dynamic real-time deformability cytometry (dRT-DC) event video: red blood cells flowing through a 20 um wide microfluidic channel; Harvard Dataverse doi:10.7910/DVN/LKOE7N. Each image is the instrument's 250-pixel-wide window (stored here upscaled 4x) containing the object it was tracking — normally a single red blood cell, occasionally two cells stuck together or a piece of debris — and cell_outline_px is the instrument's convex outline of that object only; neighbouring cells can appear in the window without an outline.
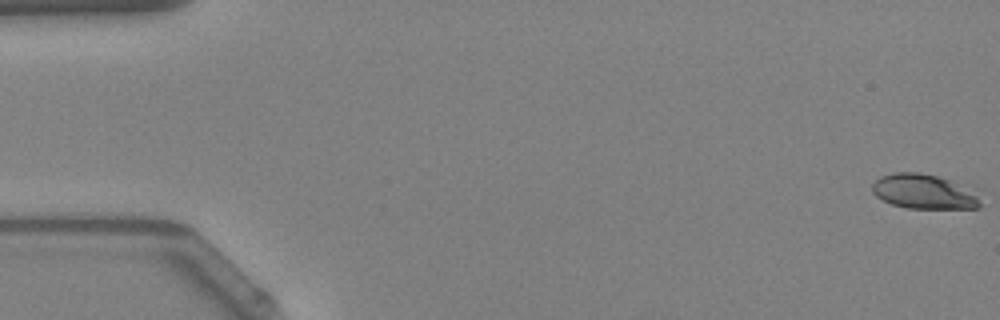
{"species": "Egyptian fruit bat (a non-hibernating species)", "species_latin": "Rousettus aegyptiacus", "temperature_condition": "warm", "stored_images_in_passage": 51, "camera_frame_rate_fps": 3000, "um_per_image_px": 0.085, "animal": {"sex": "female"}, "frame": {"image": 1, "passage_image": 1, "time_ms": 0.0, "image_size_px": [1000, 320], "cell_outline_px": [[980, 208], [908, 208], [892, 204], [876, 196], [872, 192], [872, 184], [880, 176], [896, 172], [916, 172], [936, 176], [948, 180], [976, 196], [980, 204]], "centroid_in_image_um": [78.41, 16.29], "position_along_channel_um": 6.6, "area_um2": 20.98}}
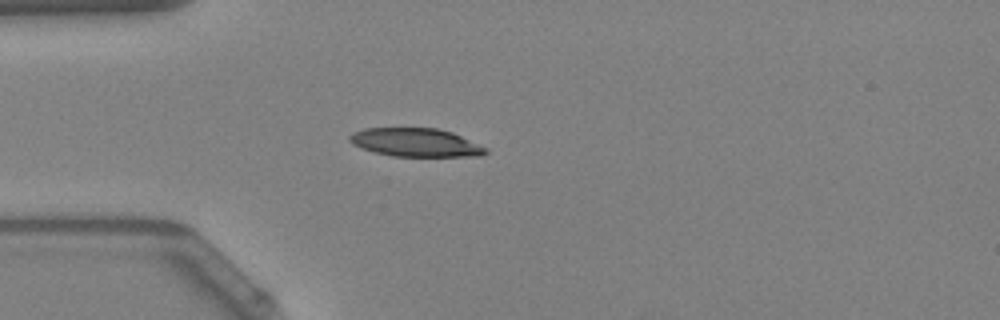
{"frame": {"image": 2, "passage_image": 15, "time_ms": 4.667, "image_size_px": [1000, 320], "cell_outline_px": [[488, 152], [480, 156], [392, 156], [376, 152], [352, 144], [348, 140], [348, 136], [352, 132], [364, 128], [436, 128], [452, 132], [488, 148]], "centroid_in_image_um": [35.33, 12.1], "position_along_channel_um": 49.7, "area_um2": 22.48}}
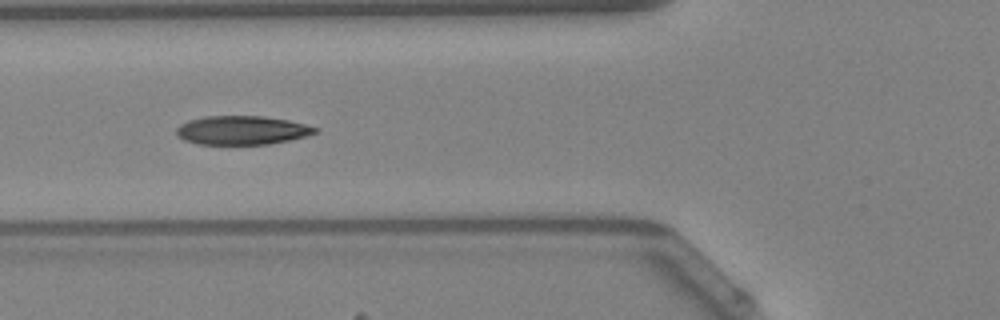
{"frame": {"image": 3, "passage_image": 20, "time_ms": 6.333, "image_size_px": [1000, 320], "cell_outline_px": [[320, 128], [316, 132], [304, 136], [288, 140], [268, 144], [200, 144], [184, 140], [176, 132], [176, 128], [180, 124], [188, 120], [208, 116], [264, 116], [288, 120]], "centroid_in_image_um": [20.56, 11.06], "position_along_channel_um": 105.2, "area_um2": 23.06}, "authors_computed_cell_mechanics": {"area_um2": 23.5246, "velocity_mm_per_s": 4.064, "shape_relaxation_time_tau1_ms": 4.993, "shape_relaxation_time_tau2_ms": 1.0759, "deformation_change_tau1": 0.1793, "deformation_change_tau2": 0.0672}}